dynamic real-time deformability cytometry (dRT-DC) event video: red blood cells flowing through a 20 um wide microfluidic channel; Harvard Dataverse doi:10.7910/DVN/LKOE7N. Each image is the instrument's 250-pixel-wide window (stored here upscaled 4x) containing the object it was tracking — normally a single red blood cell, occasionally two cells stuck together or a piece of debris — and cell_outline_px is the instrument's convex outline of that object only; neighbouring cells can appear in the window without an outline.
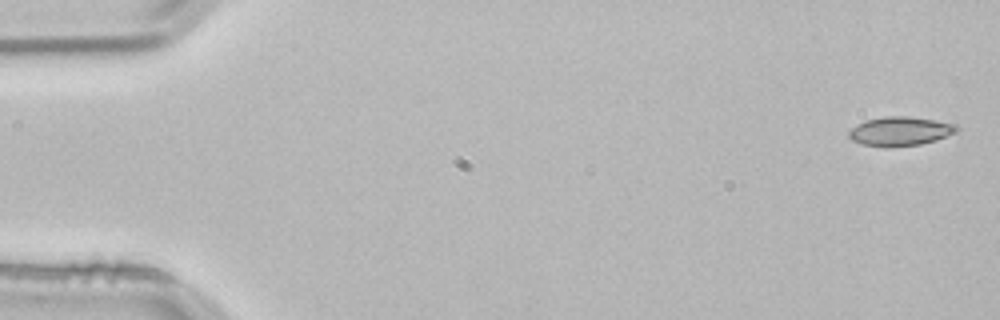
{"species": "common noctule bat (a hibernating species)", "species_latin": "Nyctalus noctula", "temperature_condition": "room temperature", "stored_images_in_passage": 52, "camera_frame_rate_fps": 3000, "um_per_image_px": 0.085, "animal": {"sex": "male", "body_mass_g": 21.5, "forearm_length_mm": 52.0}, "frame": {"image": 1, "passage_image": 1, "time_ms": 0.0, "image_size_px": [1000, 320], "cell_outline_px": [[960, 128], [956, 132], [936, 140], [920, 144], [864, 144], [852, 140], [848, 136], [848, 132], [856, 124], [868, 120], [884, 116], [908, 116], [956, 124]], "centroid_in_image_um": [76.54, 11.11], "position_along_channel_um": 8.5, "area_um2": 17.4}}
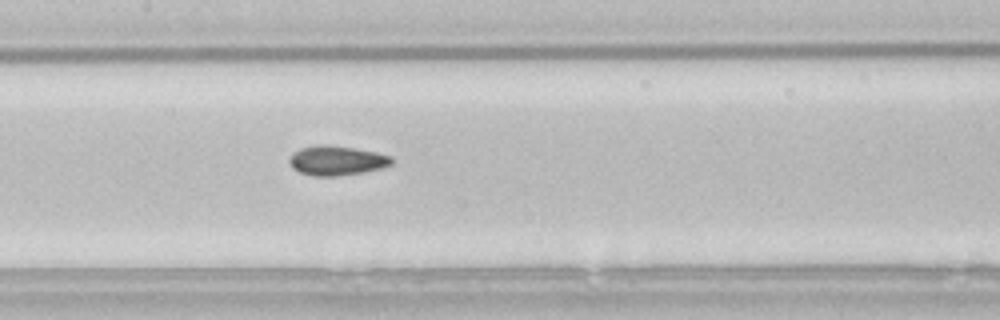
{"frame": {"image": 2, "passage_image": 25, "time_ms": 8.0, "image_size_px": [1000, 320], "cell_outline_px": [[396, 160], [392, 164], [380, 168], [360, 172], [336, 176], [312, 176], [300, 172], [292, 168], [288, 160], [292, 152], [300, 148], [316, 144], [328, 144], [376, 152], [392, 156]], "centroid_in_image_um": [28.59, 13.63], "position_along_channel_um": 178.8, "area_um2": 17.74}}
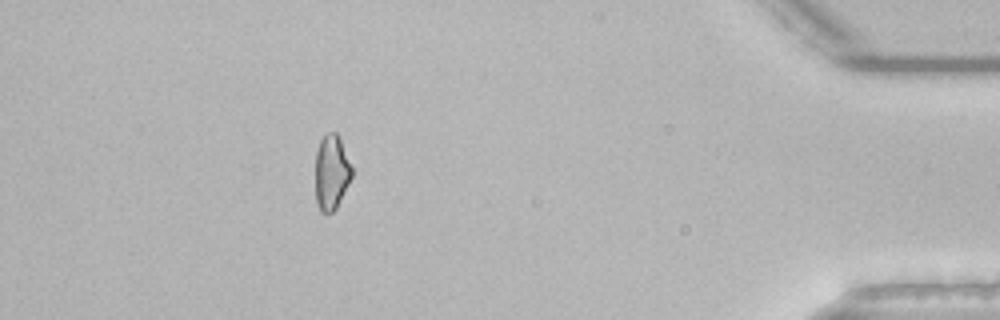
{"frame": {"image": 3, "passage_image": 47, "time_ms": 15.333, "image_size_px": [1000, 320], "cell_outline_px": [[352, 176], [336, 208], [332, 212], [320, 212], [316, 204], [316, 152], [320, 140], [328, 132], [336, 132], [340, 140], [352, 168]], "centroid_in_image_um": [28.16, 14.66], "position_along_channel_um": 407.0, "area_um2": 15.66}, "authors_computed_cell_mechanics": {"area_um2": 17.3689, "velocity_mm_per_s": 3.8458, "shape_relaxation_time_tau1_ms": null, "shape_relaxation_time_tau2_ms": 3.3035, "deformation_change_tau1": null, "deformation_change_tau2": 0.0712}}